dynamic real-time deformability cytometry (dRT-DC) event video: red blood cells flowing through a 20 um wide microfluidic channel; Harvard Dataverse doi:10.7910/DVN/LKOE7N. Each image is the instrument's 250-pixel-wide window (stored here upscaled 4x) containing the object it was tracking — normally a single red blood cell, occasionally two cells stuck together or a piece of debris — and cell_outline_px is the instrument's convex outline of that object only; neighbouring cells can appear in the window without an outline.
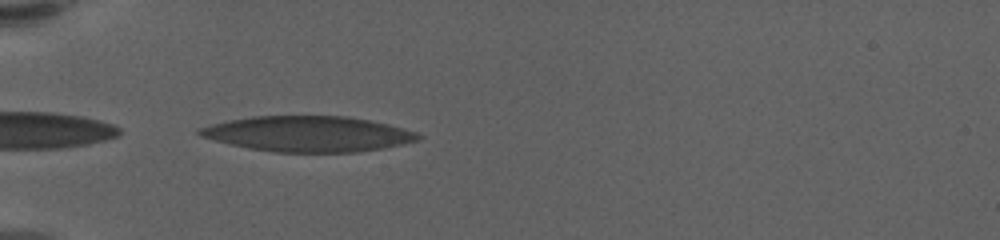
{"species": "human", "species_latin": "Homo sapiens", "temperature_condition": "warm", "stored_images_in_passage": 19, "camera_frame_rate_fps": 3000, "um_per_image_px": 0.085, "donor": {"sex": "female"}, "frame": {"image": 1, "passage_image": 1, "time_ms": 0.0, "image_size_px": [1000, 240], "cell_outline_px": [[424, 136], [416, 140], [400, 144], [380, 148], [356, 152], [276, 152], [248, 148], [200, 136], [196, 132], [196, 128], [228, 120], [252, 116], [348, 116], [388, 124], [404, 128], [416, 132]], "centroid_in_image_um": [26.16, 11.37], "position_along_channel_um": 58.8, "area_um2": 44.97}}
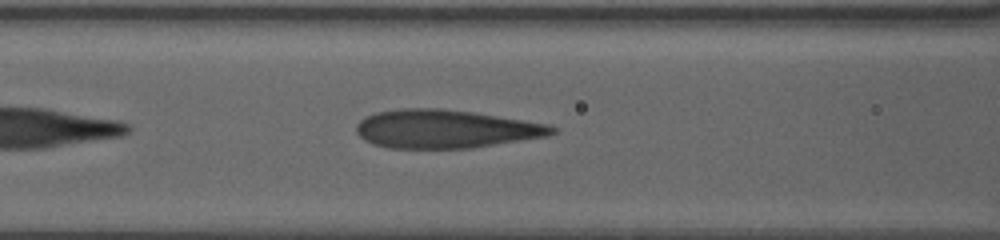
{"frame": {"image": 2, "passage_image": 8, "time_ms": 2.333, "image_size_px": [1000, 240], "cell_outline_px": [[556, 132], [548, 136], [472, 148], [388, 148], [372, 144], [364, 140], [356, 132], [356, 124], [364, 116], [376, 112], [400, 108], [440, 108], [472, 112], [548, 124], [556, 128]], "centroid_in_image_um": [37.82, 10.96], "position_along_channel_um": 128.8, "area_um2": 43.87}}
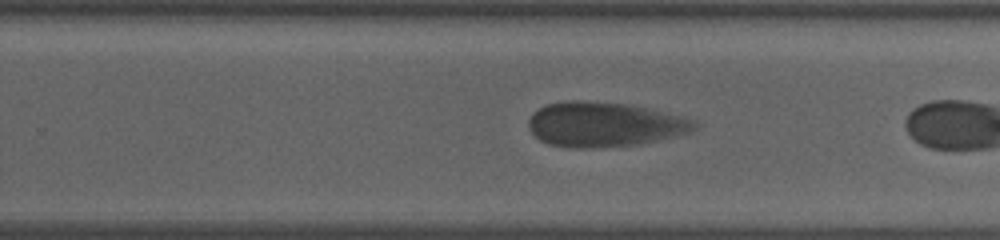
{"frame": {"image": 3, "passage_image": 18, "time_ms": 5.667, "image_size_px": [1000, 240], "cell_outline_px": [[696, 128], [688, 132], [640, 144], [580, 148], [564, 148], [548, 144], [540, 140], [528, 128], [528, 120], [544, 104], [572, 100], [584, 100], [628, 104], [680, 116], [692, 120], [696, 124]], "centroid_in_image_um": [51.29, 10.57], "position_along_channel_um": 278.5, "area_um2": 42.71}}